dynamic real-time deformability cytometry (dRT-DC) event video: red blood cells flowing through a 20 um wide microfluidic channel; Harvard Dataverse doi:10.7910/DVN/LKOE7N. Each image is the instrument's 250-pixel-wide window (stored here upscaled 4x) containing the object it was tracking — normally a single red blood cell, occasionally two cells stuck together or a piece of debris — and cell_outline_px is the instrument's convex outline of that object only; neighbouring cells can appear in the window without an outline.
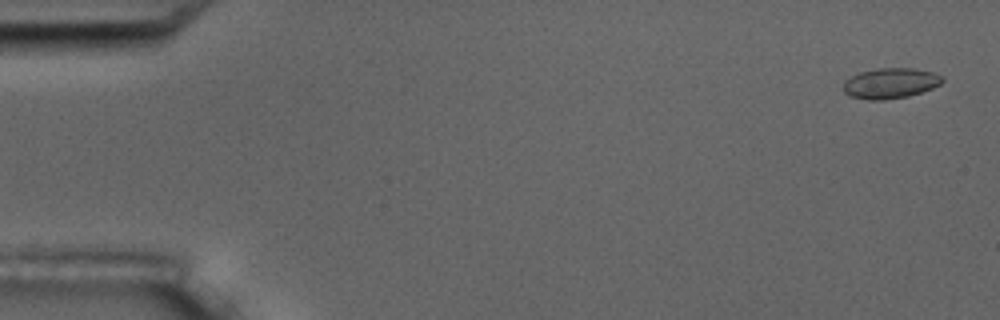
{"species": "common noctule bat (a hibernating species)", "species_latin": "Nyctalus noctula", "temperature_condition": "room temperature", "stored_images_in_passage": 4, "camera_frame_rate_fps": 3000, "um_per_image_px": 0.085, "animal": {"sex": "male", "body_mass_g": 17.5, "forearm_length_mm": 52.3}, "frame": {"image": 1, "passage_image": 1, "time_ms": 0.0, "image_size_px": [1000, 320], "cell_outline_px": [[944, 80], [940, 84], [932, 88], [908, 96], [884, 100], [868, 100], [848, 96], [844, 92], [844, 80], [860, 72], [880, 68], [916, 68], [932, 72], [940, 76]], "centroid_in_image_um": [75.66, 7.08], "position_along_channel_um": 9.3, "area_um2": 17.51}}
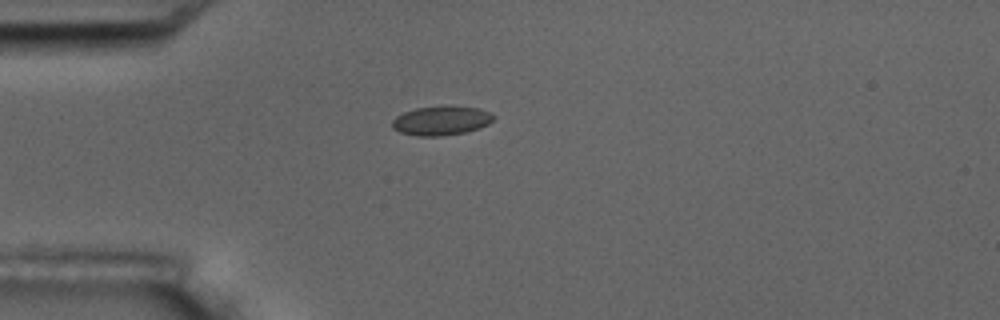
{"frame": {"image": 2, "passage_image": 4, "time_ms": 4.333, "image_size_px": [1000, 320], "cell_outline_px": [[496, 116], [488, 124], [480, 128], [464, 132], [440, 136], [416, 136], [400, 132], [392, 128], [392, 120], [396, 116], [404, 112], [416, 108], [480, 108]], "centroid_in_image_um": [37.48, 10.29], "position_along_channel_um": 47.5, "area_um2": 16.65}}